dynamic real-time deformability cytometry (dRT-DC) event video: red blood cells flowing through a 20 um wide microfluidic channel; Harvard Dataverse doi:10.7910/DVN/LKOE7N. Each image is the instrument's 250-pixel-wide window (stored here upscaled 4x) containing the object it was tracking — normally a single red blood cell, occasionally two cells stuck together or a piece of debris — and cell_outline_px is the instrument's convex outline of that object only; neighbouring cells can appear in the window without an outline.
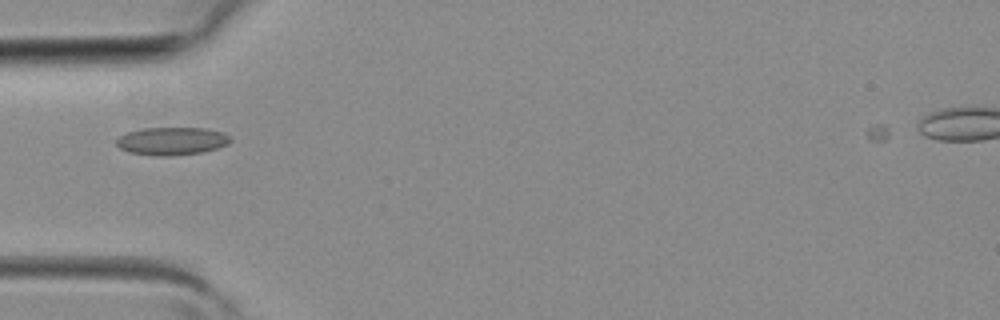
{"species": "common noctule bat (a hibernating species)", "species_latin": "Nyctalus noctula", "temperature_condition": "room temperature", "stored_images_in_passage": 5, "camera_frame_rate_fps": 3000, "um_per_image_px": 0.085, "animal": {"sex": "female", "body_mass_g": 19.3, "forearm_length_mm": 54.1}, "frame": {"image": 1, "passage_image": 4, "time_ms": 1.0, "image_size_px": [1000, 320], "cell_outline_px": [[232, 140], [228, 144], [216, 148], [200, 152], [168, 156], [156, 156], [128, 152], [120, 148], [116, 144], [116, 140], [120, 136], [128, 132], [144, 128], [204, 128], [224, 132]], "centroid_in_image_um": [14.6, 11.99], "position_along_channel_um": 70.4, "area_um2": 18.38}}
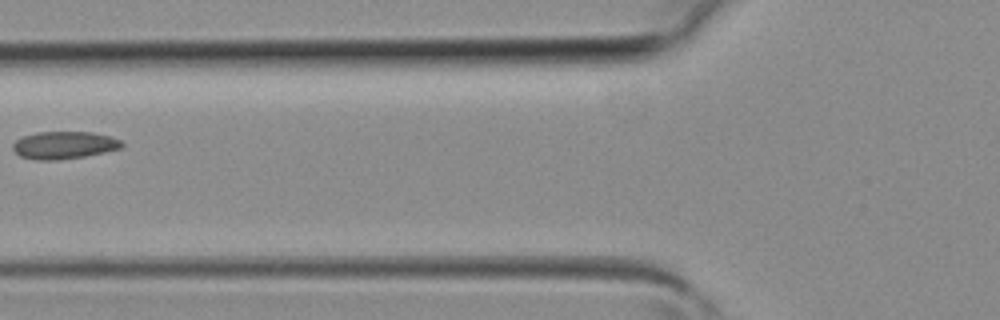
{"frame": {"image": 2, "passage_image": 5, "time_ms": 1.333, "image_size_px": [1000, 320], "cell_outline_px": [[124, 144], [120, 148], [104, 152], [84, 156], [56, 160], [36, 160], [20, 156], [12, 148], [12, 144], [16, 140], [24, 136], [36, 132], [92, 132], [112, 136], [120, 140]], "centroid_in_image_um": [5.44, 12.33], "position_along_channel_um": 120.4, "area_um2": 17.4}}